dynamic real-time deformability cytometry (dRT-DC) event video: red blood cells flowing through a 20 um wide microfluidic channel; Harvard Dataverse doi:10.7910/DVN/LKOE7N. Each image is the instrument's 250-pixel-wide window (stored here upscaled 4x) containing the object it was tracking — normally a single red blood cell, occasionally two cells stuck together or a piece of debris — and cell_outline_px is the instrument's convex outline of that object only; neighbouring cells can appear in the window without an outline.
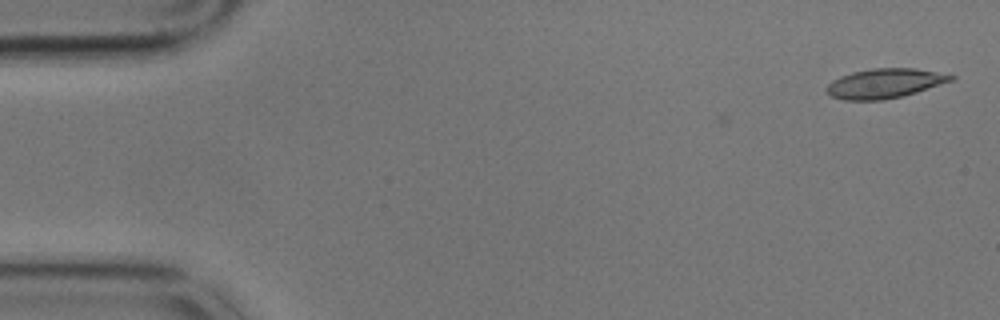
{"species": "common noctule bat (a hibernating species)", "species_latin": "Nyctalus noctula", "temperature_condition": "cold", "stored_images_in_passage": 4, "camera_frame_rate_fps": 3000, "um_per_image_px": 0.085, "animal": {"sex": "male", "body_mass_g": 17.9}, "frame": {"image": 1, "passage_image": 4, "time_ms": 1.0, "image_size_px": [1000, 320], "cell_outline_px": [[956, 80], [916, 92], [884, 100], [844, 100], [832, 96], [828, 92], [828, 84], [832, 80], [840, 76], [852, 72], [872, 68], [916, 68], [956, 76]], "centroid_in_image_um": [75.23, 7.08], "position_along_channel_um": 9.8, "area_um2": 21.33}}